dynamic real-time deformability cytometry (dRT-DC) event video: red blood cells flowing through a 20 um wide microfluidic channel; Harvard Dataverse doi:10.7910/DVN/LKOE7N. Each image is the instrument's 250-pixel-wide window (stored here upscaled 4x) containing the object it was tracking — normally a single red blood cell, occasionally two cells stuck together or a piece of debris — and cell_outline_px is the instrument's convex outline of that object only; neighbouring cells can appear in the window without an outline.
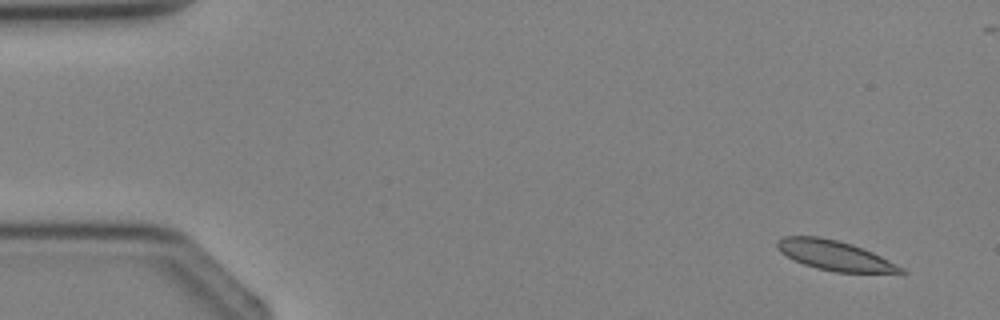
{"species": "Egyptian fruit bat (a non-hibernating species)", "species_latin": "Rousettus aegyptiacus", "temperature_condition": "cold", "stored_images_in_passage": 4, "camera_frame_rate_fps": 3000, "um_per_image_px": 0.085, "animal": {"sex": "female"}, "frame": {"image": 1, "passage_image": 1, "time_ms": 0.0, "image_size_px": [1000, 320], "cell_outline_px": [[908, 272], [904, 276], [836, 272], [816, 268], [804, 264], [780, 252], [776, 248], [776, 240], [784, 236], [820, 236], [852, 244], [872, 252], [904, 268]], "centroid_in_image_um": [71.09, 21.77], "position_along_channel_um": 13.9, "area_um2": 22.2}}
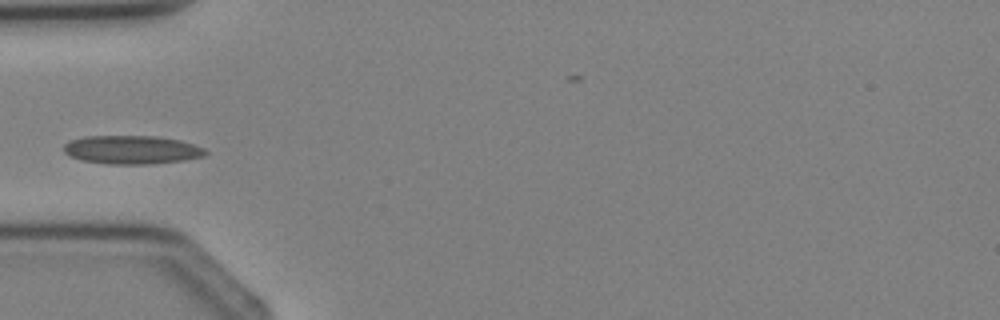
{"frame": {"image": 2, "passage_image": 4, "time_ms": 3.333, "image_size_px": [1000, 320], "cell_outline_px": [[208, 152], [204, 156], [184, 160], [148, 164], [108, 164], [80, 160], [64, 152], [64, 144], [72, 140], [84, 136], [160, 136], [180, 140], [204, 148]], "centroid_in_image_um": [11.21, 12.73], "position_along_channel_um": 73.8, "area_um2": 23.52}}